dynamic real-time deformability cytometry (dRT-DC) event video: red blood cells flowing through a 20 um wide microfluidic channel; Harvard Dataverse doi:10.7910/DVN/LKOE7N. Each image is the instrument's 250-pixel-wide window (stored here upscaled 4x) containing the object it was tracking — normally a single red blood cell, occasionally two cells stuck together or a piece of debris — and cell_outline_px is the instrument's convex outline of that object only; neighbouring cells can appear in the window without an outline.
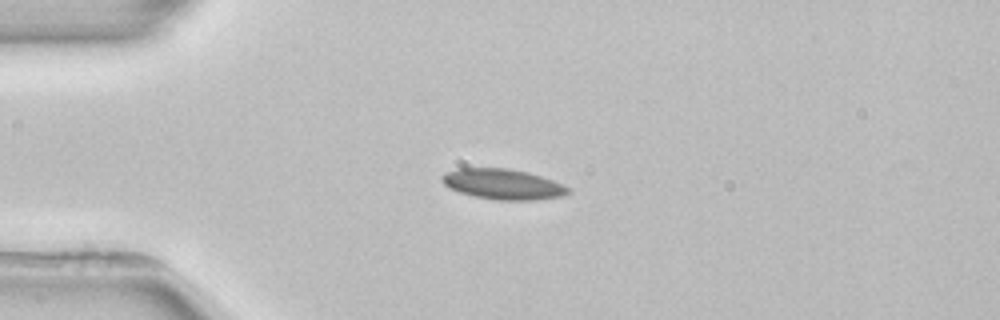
{"species": "common noctule bat (a hibernating species)", "species_latin": "Nyctalus noctula", "temperature_condition": "room temperature", "stored_images_in_passage": 4, "camera_frame_rate_fps": 3000, "um_per_image_px": 0.085, "animal": {"sex": "female", "body_mass_g": 22.7, "forearm_length_mm": 54.2}, "frame": {"image": 1, "passage_image": 3, "time_ms": 3.0, "image_size_px": [1000, 320], "cell_outline_px": [[572, 192], [560, 196], [532, 200], [496, 200], [472, 196], [448, 188], [440, 180], [440, 176], [444, 172], [456, 168], [508, 168], [528, 172], [552, 180], [572, 188]], "centroid_in_image_um": [42.71, 15.65], "position_along_channel_um": 42.3, "area_um2": 22.6}}